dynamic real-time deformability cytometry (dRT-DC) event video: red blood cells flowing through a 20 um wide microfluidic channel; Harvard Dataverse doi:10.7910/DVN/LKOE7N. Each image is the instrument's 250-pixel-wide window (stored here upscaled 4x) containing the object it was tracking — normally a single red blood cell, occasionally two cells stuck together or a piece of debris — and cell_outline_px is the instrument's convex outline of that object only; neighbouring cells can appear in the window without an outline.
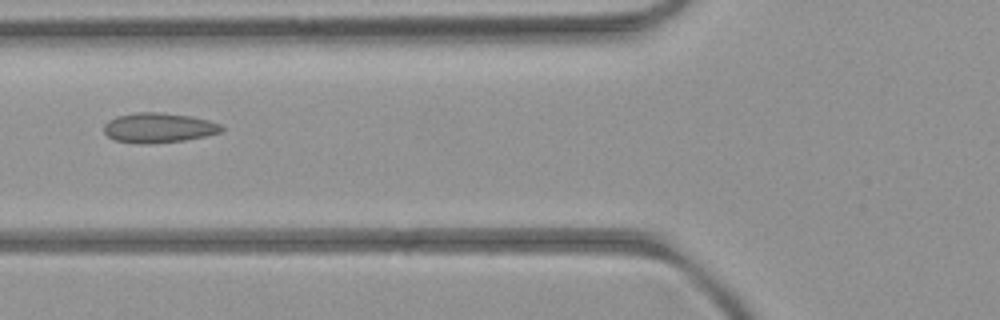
{"species": "common noctule bat (a hibernating species)", "species_latin": "Nyctalus noctula", "temperature_condition": "room temperature", "stored_images_in_passage": 5, "camera_frame_rate_fps": 3000, "um_per_image_px": 0.085, "animal": {"sex": "female", "body_mass_g": 21.9}, "frame": {"image": 1, "passage_image": 5, "time_ms": 5.333, "image_size_px": [1000, 320], "cell_outline_px": [[224, 128], [220, 132], [204, 136], [184, 140], [116, 140], [108, 136], [104, 132], [104, 124], [108, 120], [116, 116], [136, 112], [156, 112], [192, 116], [208, 120], [220, 124]], "centroid_in_image_um": [13.51, 10.79], "position_along_channel_um": 112.3, "area_um2": 19.31}}